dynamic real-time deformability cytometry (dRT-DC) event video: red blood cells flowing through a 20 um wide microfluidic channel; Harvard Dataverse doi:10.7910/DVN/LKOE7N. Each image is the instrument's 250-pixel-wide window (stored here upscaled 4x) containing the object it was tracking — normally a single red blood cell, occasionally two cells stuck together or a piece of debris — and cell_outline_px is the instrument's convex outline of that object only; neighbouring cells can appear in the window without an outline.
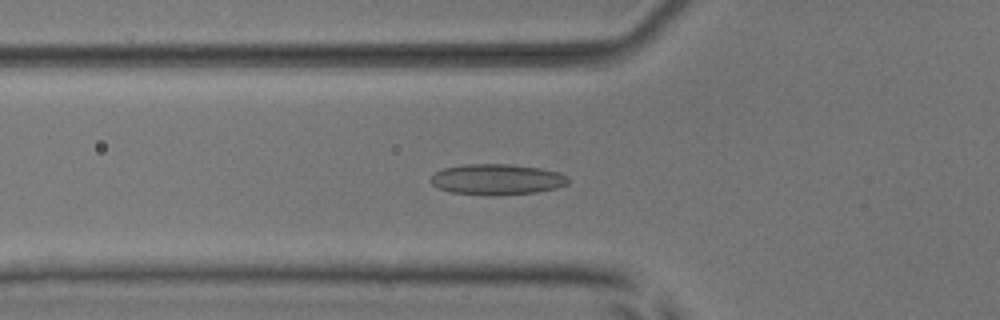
{"species": "common noctule bat (a hibernating species)", "species_latin": "Nyctalus noctula", "temperature_condition": "room temperature", "stored_images_in_passage": 52, "camera_frame_rate_fps": 3000, "um_per_image_px": 0.085, "animal": {"sex": "male", "body_mass_g": 17.9, "forearm_length_mm": 54.2}, "frame": {"image": 1, "passage_image": 18, "time_ms": 5.667, "image_size_px": [1000, 320], "cell_outline_px": [[568, 184], [556, 188], [536, 192], [500, 196], [484, 196], [452, 192], [440, 188], [432, 184], [432, 176], [436, 172], [444, 168], [464, 164], [508, 164], [540, 168], [560, 172], [568, 176]], "centroid_in_image_um": [42.28, 15.26], "position_along_channel_um": 83.5, "area_um2": 24.8}}
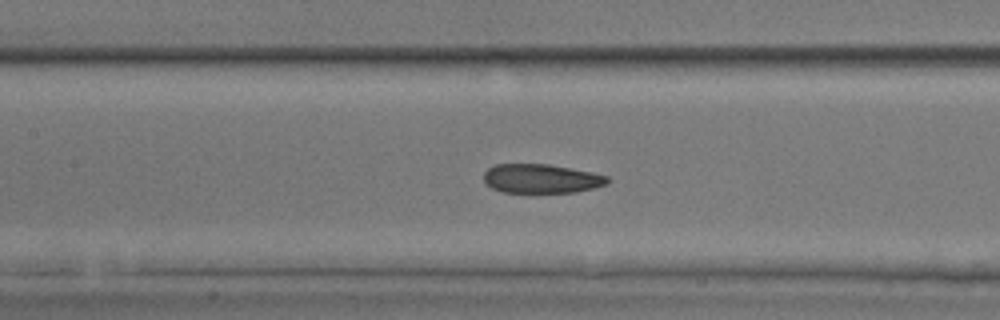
{"frame": {"image": 2, "passage_image": 24, "time_ms": 7.667, "image_size_px": [1000, 320], "cell_outline_px": [[608, 184], [576, 192], [504, 192], [492, 188], [484, 184], [484, 172], [488, 168], [496, 164], [548, 164], [592, 172], [608, 176]], "centroid_in_image_um": [45.99, 15.18], "position_along_channel_um": 161.4, "area_um2": 20.92}}
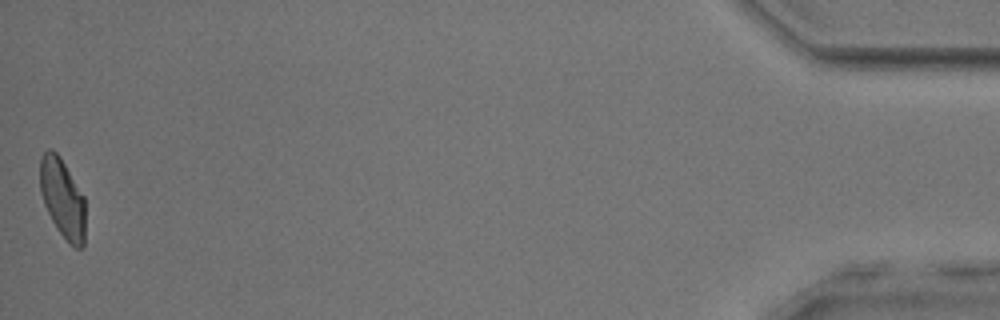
{"frame": {"image": 3, "passage_image": 52, "time_ms": 17.0, "image_size_px": [1000, 320], "cell_outline_px": [[84, 244], [80, 248], [76, 248], [68, 244], [56, 228], [44, 204], [40, 192], [40, 156], [48, 148], [52, 148], [60, 156], [84, 196]], "centroid_in_image_um": [5.3, 16.84], "position_along_channel_um": 429.9, "area_um2": 21.04}, "authors_computed_cell_mechanics": {"area_um2": 22.1663, "velocity_mm_per_s": 3.8763, "shape_relaxation_time_tau1_ms": 7.8101, "shape_relaxation_time_tau2_ms": 2.7043, "deformation_change_tau1": 0.1821, "deformation_change_tau2": 0.0865}}